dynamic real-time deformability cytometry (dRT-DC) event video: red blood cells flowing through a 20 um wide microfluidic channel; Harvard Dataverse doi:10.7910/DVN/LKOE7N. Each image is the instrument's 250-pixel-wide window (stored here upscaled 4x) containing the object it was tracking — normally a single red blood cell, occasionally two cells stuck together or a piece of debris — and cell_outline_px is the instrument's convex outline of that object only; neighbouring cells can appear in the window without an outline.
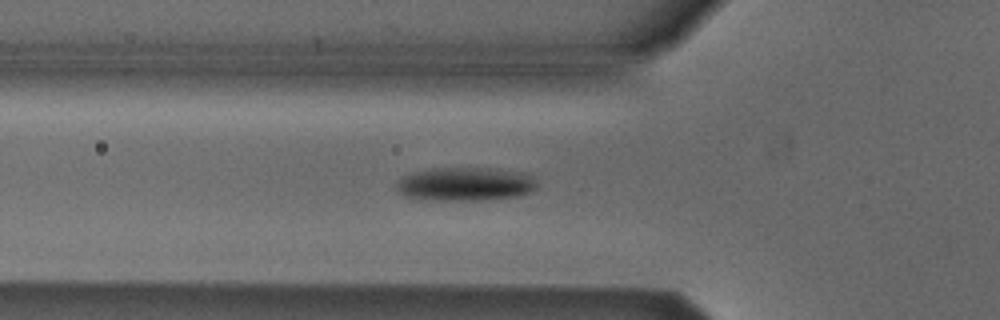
{"species": "Egyptian fruit bat (a non-hibernating species)", "species_latin": "Rousettus aegyptiacus", "temperature_condition": "cold", "stored_images_in_passage": 47, "camera_frame_rate_fps": 3000, "um_per_image_px": 0.085, "animal": {"sex": "male"}, "frame": {"image": 1, "passage_image": 17, "time_ms": 5.333, "image_size_px": [1000, 320], "cell_outline_px": [[536, 188], [528, 192], [516, 196], [484, 200], [424, 200], [404, 196], [396, 188], [396, 180], [412, 172], [432, 168], [496, 168], [520, 172], [532, 176], [536, 184]], "centroid_in_image_um": [39.49, 15.64], "position_along_channel_um": 86.3, "area_um2": 27.63}}
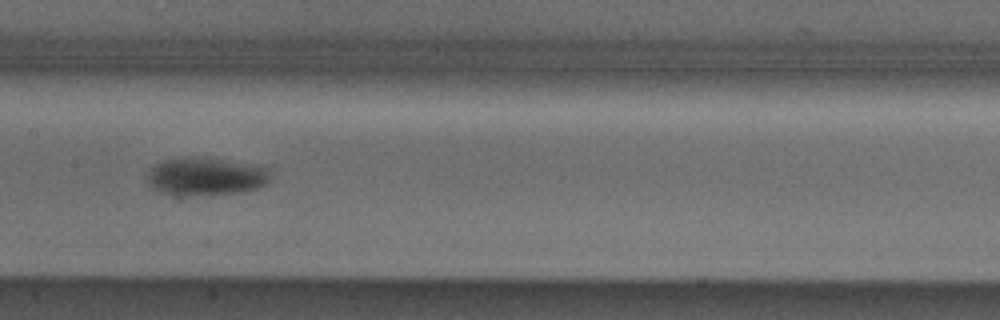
{"frame": {"image": 2, "passage_image": 25, "time_ms": 8.0, "image_size_px": [1000, 320], "cell_outline_px": [[272, 172], [268, 180], [264, 184], [256, 188], [244, 192], [188, 196], [160, 192], [152, 188], [148, 184], [148, 172], [156, 164], [164, 160], [180, 156], [220, 160], [268, 168]], "centroid_in_image_um": [17.45, 15.02], "position_along_channel_um": 190.0, "area_um2": 26.88}}
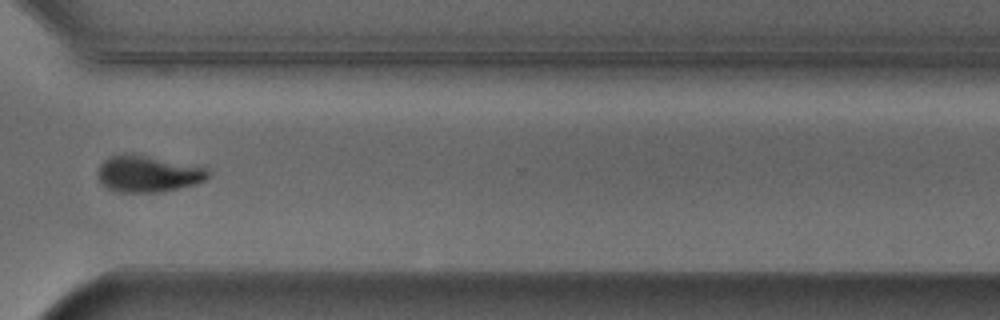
{"frame": {"image": 3, "passage_image": 38, "time_ms": 12.333, "image_size_px": [1000, 320], "cell_outline_px": [[208, 176], [204, 180], [192, 184], [164, 192], [120, 192], [108, 188], [96, 176], [96, 172], [100, 164], [104, 160], [112, 156], [124, 152], [148, 156], [204, 168], [208, 172]], "centroid_in_image_um": [12.48, 14.77], "position_along_channel_um": 358.1, "area_um2": 23.06}, "authors_computed_cell_mechanics": {"area_um2": 24.4494, "velocity_mm_per_s": 3.8797, "shape_relaxation_time_tau1_ms": 3.67, "shape_relaxation_time_tau2_ms": null, "deformation_change_tau1": 0.1203, "deformation_change_tau2": null}}